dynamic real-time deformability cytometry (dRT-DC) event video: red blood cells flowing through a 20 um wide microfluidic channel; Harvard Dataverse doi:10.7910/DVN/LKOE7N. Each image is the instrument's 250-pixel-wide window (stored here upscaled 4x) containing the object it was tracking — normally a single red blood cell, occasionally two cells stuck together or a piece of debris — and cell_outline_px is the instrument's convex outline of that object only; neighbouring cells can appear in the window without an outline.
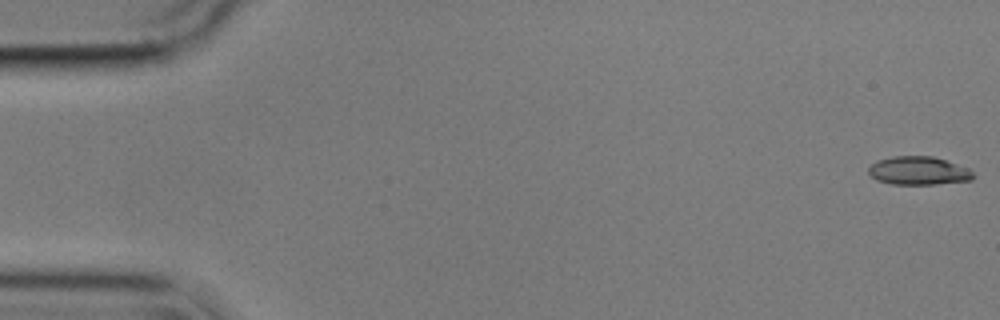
{"species": "common noctule bat (a hibernating species)", "species_latin": "Nyctalus noctula", "temperature_condition": "cold", "stored_images_in_passage": 56, "camera_frame_rate_fps": 3000, "um_per_image_px": 0.085, "animal": {"sex": "male", "body_mass_g": 17.9}, "frame": {"image": 1, "passage_image": 1, "time_ms": 0.0, "image_size_px": [1000, 320], "cell_outline_px": [[976, 176], [972, 180], [936, 184], [892, 184], [876, 180], [868, 172], [868, 168], [876, 160], [892, 156], [932, 156], [968, 168]], "centroid_in_image_um": [78.06, 14.51], "position_along_channel_um": 6.9, "area_um2": 17.28}}
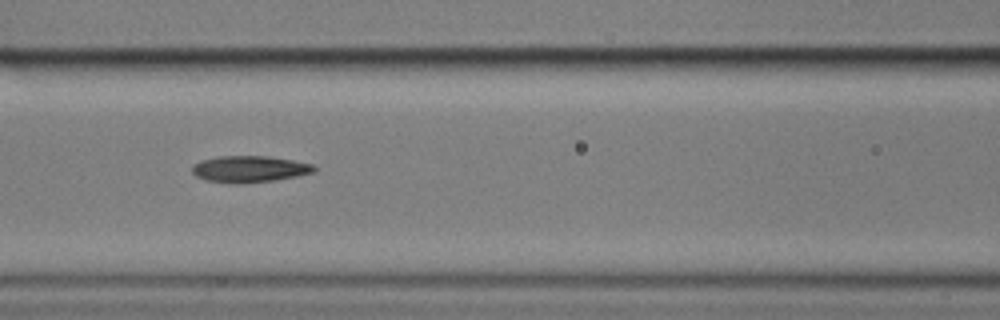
{"frame": {"image": 2, "passage_image": 24, "time_ms": 7.667, "image_size_px": [1000, 320], "cell_outline_px": [[316, 172], [296, 176], [272, 180], [236, 184], [204, 180], [196, 176], [192, 172], [192, 164], [200, 160], [220, 156], [268, 156], [292, 160], [312, 164], [316, 168]], "centroid_in_image_um": [21.17, 14.36], "position_along_channel_um": 145.4, "area_um2": 18.84}}
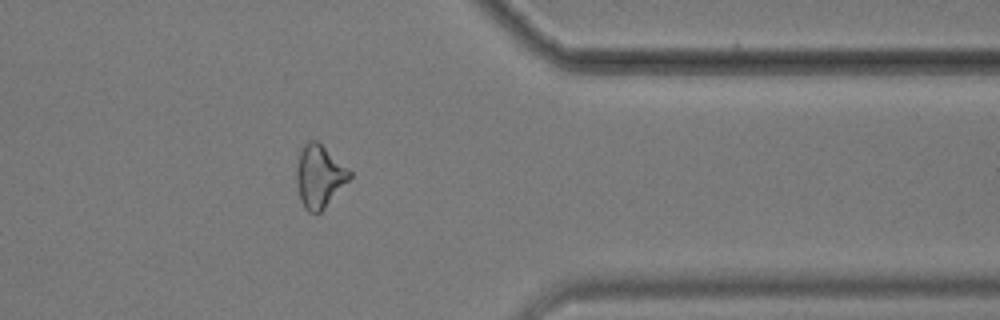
{"frame": {"image": 3, "passage_image": 45, "time_ms": 14.667, "image_size_px": [1000, 320], "cell_outline_px": [[352, 176], [324, 208], [320, 212], [308, 212], [304, 208], [300, 200], [296, 184], [296, 168], [300, 148], [308, 140], [316, 140], [348, 168], [352, 172]], "centroid_in_image_um": [27.11, 14.97], "position_along_channel_um": 384.3, "area_um2": 19.31}, "authors_computed_cell_mechanics": {"area_um2": 18.4093, "velocity_mm_per_s": 3.5989, "shape_relaxation_time_tau1_ms": 4.6574, "shape_relaxation_time_tau2_ms": 6.1931, "deformation_change_tau1": 0.1436, "deformation_change_tau2": 0.1758}}